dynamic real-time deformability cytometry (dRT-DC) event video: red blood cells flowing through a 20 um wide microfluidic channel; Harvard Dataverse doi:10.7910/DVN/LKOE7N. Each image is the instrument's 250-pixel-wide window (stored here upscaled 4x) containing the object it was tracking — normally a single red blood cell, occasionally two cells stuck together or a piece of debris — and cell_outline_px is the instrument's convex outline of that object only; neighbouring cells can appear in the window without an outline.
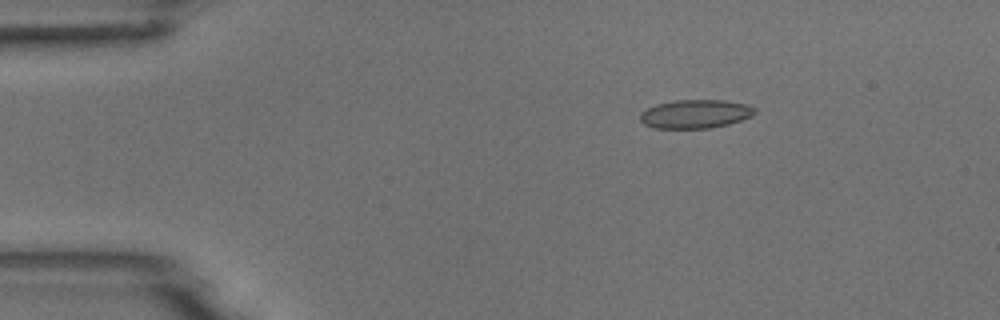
{"species": "common noctule bat (a hibernating species)", "species_latin": "Nyctalus noctula", "temperature_condition": "room temperature", "stored_images_in_passage": 5, "camera_frame_rate_fps": 3000, "um_per_image_px": 0.085, "animal": {"sex": "male", "body_mass_g": 18.8}, "frame": {"image": 1, "passage_image": 3, "time_ms": 2.333, "image_size_px": [1000, 320], "cell_outline_px": [[756, 112], [752, 116], [728, 124], [712, 128], [652, 128], [644, 124], [640, 120], [640, 112], [656, 104], [672, 100], [724, 100], [748, 104], [756, 108]], "centroid_in_image_um": [59.1, 9.68], "position_along_channel_um": 25.9, "area_um2": 19.31}}
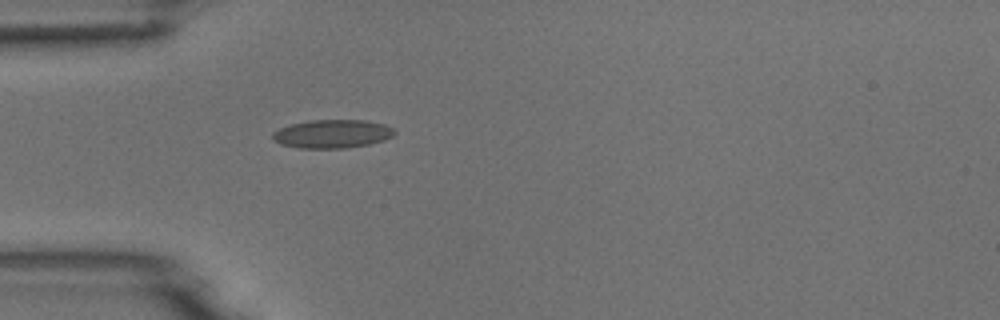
{"frame": {"image": 2, "passage_image": 5, "time_ms": 4.667, "image_size_px": [1000, 320], "cell_outline_px": [[396, 132], [392, 136], [384, 140], [368, 144], [344, 148], [300, 148], [280, 144], [272, 140], [272, 132], [280, 128], [292, 124], [308, 120], [364, 120], [384, 124], [396, 128]], "centroid_in_image_um": [28.24, 11.37], "position_along_channel_um": 56.8, "area_um2": 20.29}}